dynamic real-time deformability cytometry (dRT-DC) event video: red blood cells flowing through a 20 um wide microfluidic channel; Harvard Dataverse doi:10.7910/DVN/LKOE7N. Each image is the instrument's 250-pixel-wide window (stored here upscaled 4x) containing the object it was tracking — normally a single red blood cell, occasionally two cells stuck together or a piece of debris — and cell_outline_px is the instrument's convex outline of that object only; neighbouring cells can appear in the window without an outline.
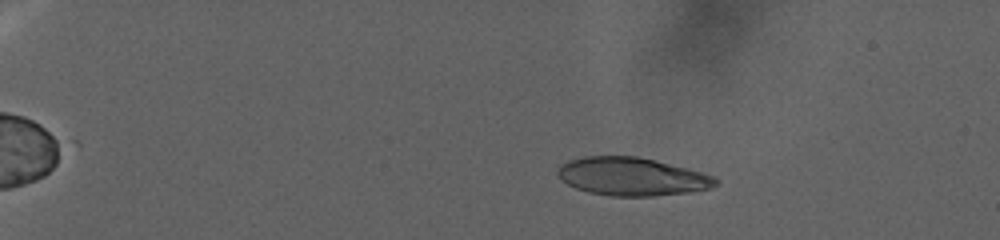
{"species": "human", "species_latin": "Homo sapiens", "temperature_condition": "warm", "stored_images_in_passage": 120, "camera_frame_rate_fps": 3000, "um_per_image_px": 0.085, "donor": {"sex": "female"}, "frame": {"image": 1, "passage_image": 26, "time_ms": 8.333, "image_size_px": [1000, 240], "cell_outline_px": [[720, 180], [712, 188], [688, 192], [652, 196], [612, 196], [588, 192], [576, 188], [560, 180], [556, 172], [560, 164], [568, 160], [584, 156], [636, 156], [688, 168], [712, 176]], "centroid_in_image_um": [53.67, 15.0], "position_along_channel_um": 31.3, "area_um2": 35.08}}
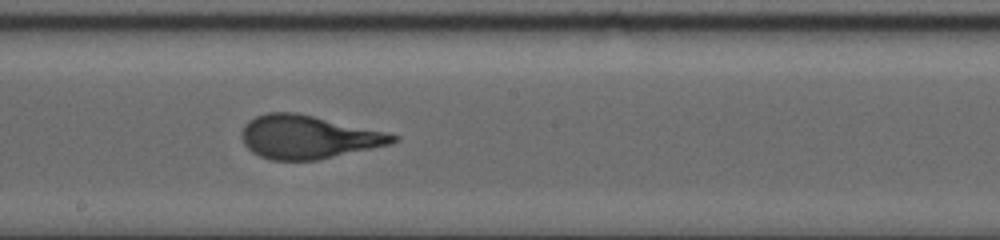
{"frame": {"image": 2, "passage_image": 77, "time_ms": 25.333, "image_size_px": [1000, 240], "cell_outline_px": [[400, 140], [392, 144], [316, 160], [272, 160], [260, 156], [252, 152], [244, 144], [240, 136], [240, 132], [244, 124], [248, 120], [256, 116], [268, 112], [296, 112], [388, 132], [400, 136]], "centroid_in_image_um": [26.19, 11.64], "position_along_channel_um": 222.0, "area_um2": 38.44}}
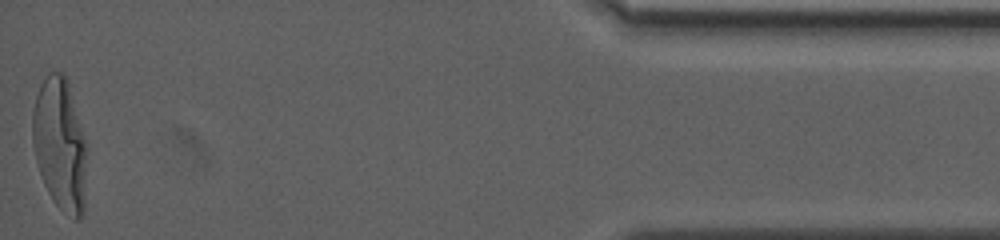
{"frame": {"image": 3, "passage_image": 120, "time_ms": 39.667, "image_size_px": [1000, 240], "cell_outline_px": [[88, 148], [84, 212], [80, 220], [76, 220], [60, 208], [52, 200], [44, 184], [36, 160], [32, 144], [32, 112], [36, 96], [40, 84], [48, 72], [64, 72], [68, 76]], "centroid_in_image_um": [5.13, 12.23], "position_along_channel_um": 430.1, "area_um2": 43.0}}